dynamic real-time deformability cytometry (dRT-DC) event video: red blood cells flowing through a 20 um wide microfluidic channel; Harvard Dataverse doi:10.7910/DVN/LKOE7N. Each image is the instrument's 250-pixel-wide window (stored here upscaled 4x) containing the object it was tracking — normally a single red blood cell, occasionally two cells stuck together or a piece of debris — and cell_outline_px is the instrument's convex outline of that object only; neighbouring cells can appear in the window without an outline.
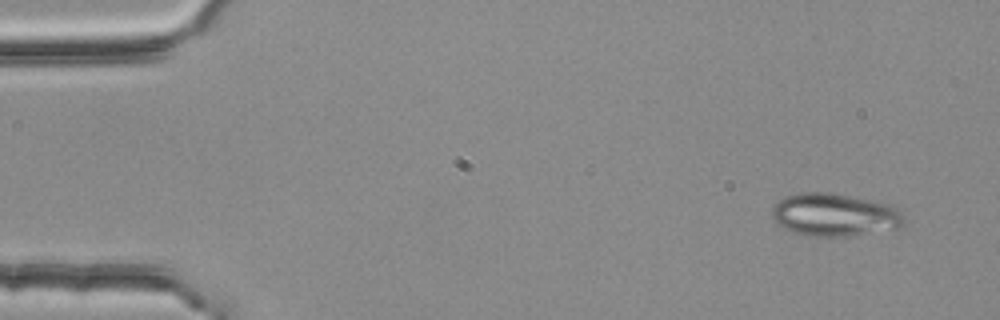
{"species": "common noctule bat (a hibernating species)", "species_latin": "Nyctalus noctula", "temperature_condition": "room temperature", "stored_images_in_passage": 2, "camera_frame_rate_fps": 3000, "um_per_image_px": 0.085, "animal": {"sex": "female", "body_mass_g": 25.1}, "frame": {"image": 1, "passage_image": 2, "time_ms": 0.333, "image_size_px": [1000, 320], "cell_outline_px": [[904, 224], [900, 232], [848, 236], [812, 236], [792, 232], [784, 228], [772, 216], [772, 208], [784, 196], [800, 192], [832, 192], [888, 204], [896, 208], [904, 216]], "centroid_in_image_um": [71.04, 18.29], "position_along_channel_um": 14.0, "area_um2": 33.64}}